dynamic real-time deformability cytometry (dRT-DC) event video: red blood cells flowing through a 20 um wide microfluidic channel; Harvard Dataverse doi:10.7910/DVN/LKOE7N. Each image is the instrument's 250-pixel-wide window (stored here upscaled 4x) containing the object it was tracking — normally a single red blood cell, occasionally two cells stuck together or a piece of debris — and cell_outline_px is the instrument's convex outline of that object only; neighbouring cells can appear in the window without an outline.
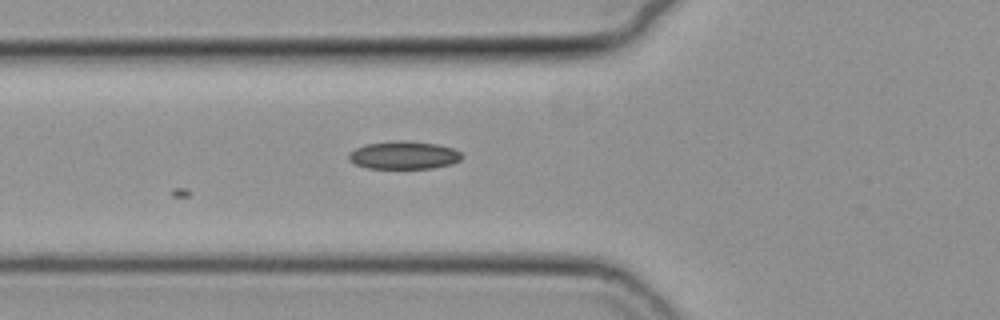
{"species": "common noctule bat (a hibernating species)", "species_latin": "Nyctalus noctula", "temperature_condition": "cold", "stored_images_in_passage": 7, "camera_frame_rate_fps": 3000, "um_per_image_px": 0.085, "animal": {"sex": "female", "body_mass_g": 19.3, "forearm_length_mm": 54.1}, "frame": {"image": 1, "passage_image": 7, "time_ms": 2.0, "image_size_px": [1000, 320], "cell_outline_px": [[464, 156], [460, 160], [452, 164], [432, 168], [368, 168], [356, 164], [348, 160], [348, 152], [364, 144], [396, 140], [404, 140], [436, 144], [452, 148], [460, 152]], "centroid_in_image_um": [34.31, 13.18], "position_along_channel_um": 91.5, "area_um2": 18.5}}